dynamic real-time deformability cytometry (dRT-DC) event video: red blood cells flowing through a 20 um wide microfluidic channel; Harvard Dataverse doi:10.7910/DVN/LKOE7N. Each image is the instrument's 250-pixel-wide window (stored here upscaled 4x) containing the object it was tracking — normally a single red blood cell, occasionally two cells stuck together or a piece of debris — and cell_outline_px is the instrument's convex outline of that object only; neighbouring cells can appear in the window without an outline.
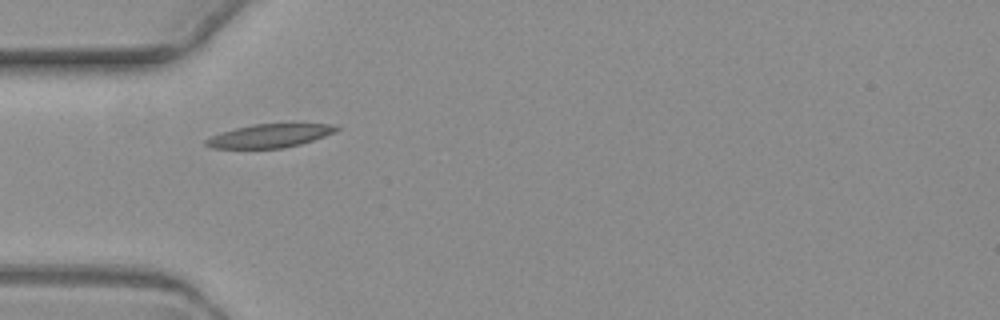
{"species": "common noctule bat (a hibernating species)", "species_latin": "Nyctalus noctula", "temperature_condition": "warm", "stored_images_in_passage": 6, "camera_frame_rate_fps": 3000, "um_per_image_px": 0.085, "animal": {"sex": "female", "body_mass_g": 19.3, "forearm_length_mm": 54.1}, "frame": {"image": 1, "passage_image": 5, "time_ms": 5.0, "image_size_px": [1000, 320], "cell_outline_px": [[340, 128], [324, 136], [300, 144], [280, 148], [212, 148], [204, 144], [204, 140], [220, 132], [252, 124], [332, 124]], "centroid_in_image_um": [22.86, 11.54], "position_along_channel_um": 62.1, "area_um2": 17.51}}
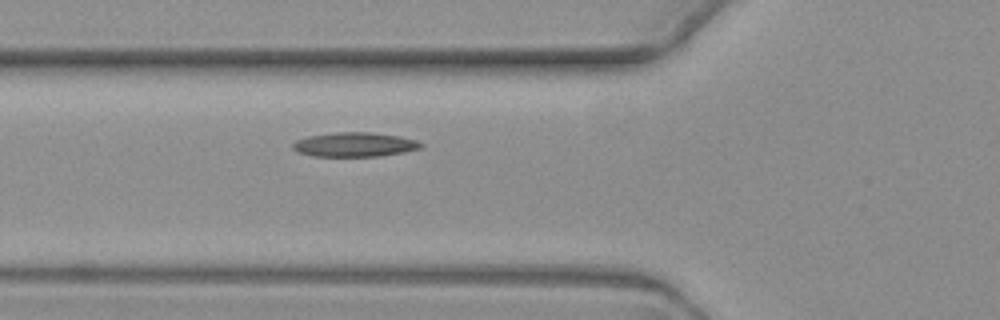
{"frame": {"image": 2, "passage_image": 6, "time_ms": 6.0, "image_size_px": [1000, 320], "cell_outline_px": [[424, 144], [420, 148], [404, 152], [376, 156], [312, 156], [300, 152], [292, 148], [292, 144], [296, 140], [308, 136], [336, 132], [368, 132], [400, 136], [416, 140]], "centroid_in_image_um": [30.14, 12.28], "position_along_channel_um": 95.7, "area_um2": 18.03}}